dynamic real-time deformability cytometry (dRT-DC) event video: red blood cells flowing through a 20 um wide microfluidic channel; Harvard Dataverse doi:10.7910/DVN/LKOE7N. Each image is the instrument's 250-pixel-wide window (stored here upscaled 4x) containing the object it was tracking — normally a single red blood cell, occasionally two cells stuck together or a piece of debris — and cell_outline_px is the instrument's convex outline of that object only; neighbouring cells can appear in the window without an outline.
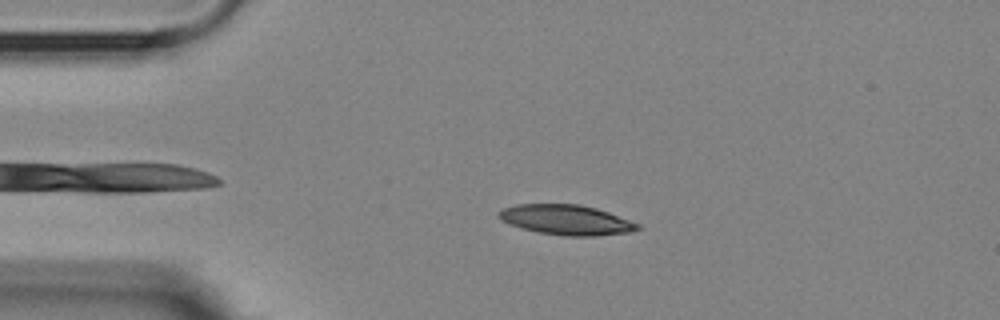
{"species": "Egyptian fruit bat (a non-hibernating species)", "species_latin": "Rousettus aegyptiacus", "temperature_condition": "room temperature", "stored_images_in_passage": 46, "camera_frame_rate_fps": 3000, "um_per_image_px": 0.085, "animal": {"sex": "female"}, "frame": {"image": 1, "passage_image": 2, "time_ms": 0.333, "image_size_px": [1000, 320], "cell_outline_px": [[640, 228], [628, 232], [596, 236], [564, 236], [536, 232], [520, 228], [508, 224], [500, 220], [496, 216], [496, 212], [504, 208], [516, 204], [580, 204], [596, 208], [608, 212], [640, 224]], "centroid_in_image_um": [48.06, 18.69], "position_along_channel_um": 36.9, "area_um2": 24.51}}
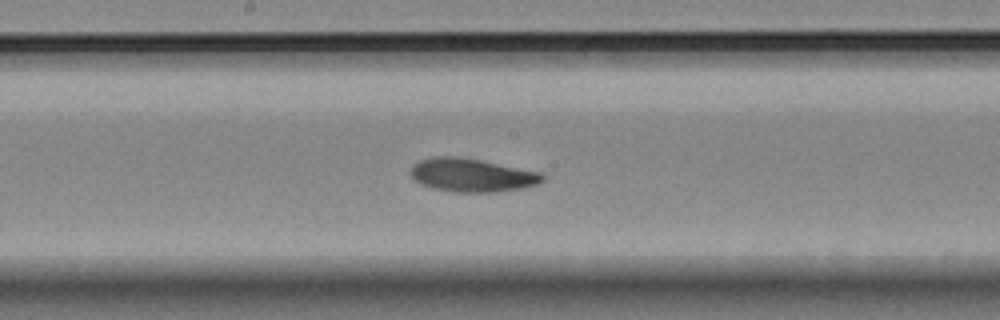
{"frame": {"image": 2, "passage_image": 19, "time_ms": 6.0, "image_size_px": [1000, 320], "cell_outline_px": [[544, 180], [536, 184], [524, 188], [492, 192], [456, 192], [432, 188], [420, 184], [412, 176], [412, 168], [420, 160], [436, 156], [456, 156], [480, 160], [540, 172], [544, 176]], "centroid_in_image_um": [40.12, 14.89], "position_along_channel_um": 208.1, "area_um2": 25.32}}
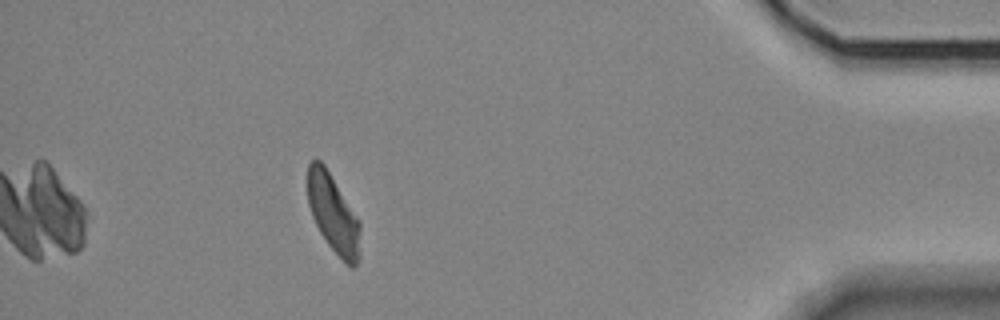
{"frame": {"image": 3, "passage_image": 40, "time_ms": 13.0, "image_size_px": [1000, 320], "cell_outline_px": [[360, 256], [356, 264], [352, 268], [328, 244], [320, 232], [312, 216], [308, 204], [308, 164], [312, 160], [320, 160], [324, 164], [360, 224]], "centroid_in_image_um": [28.31, 18.17], "position_along_channel_um": 406.9, "area_um2": 23.29}, "authors_computed_cell_mechanics": {"area_um2": 24.7962, "velocity_mm_per_s": 3.569, "shape_relaxation_time_tau1_ms": 4.5969, "shape_relaxation_time_tau2_ms": 4.635, "deformation_change_tau1": 0.1365, "deformation_change_tau2": 0.1089}}